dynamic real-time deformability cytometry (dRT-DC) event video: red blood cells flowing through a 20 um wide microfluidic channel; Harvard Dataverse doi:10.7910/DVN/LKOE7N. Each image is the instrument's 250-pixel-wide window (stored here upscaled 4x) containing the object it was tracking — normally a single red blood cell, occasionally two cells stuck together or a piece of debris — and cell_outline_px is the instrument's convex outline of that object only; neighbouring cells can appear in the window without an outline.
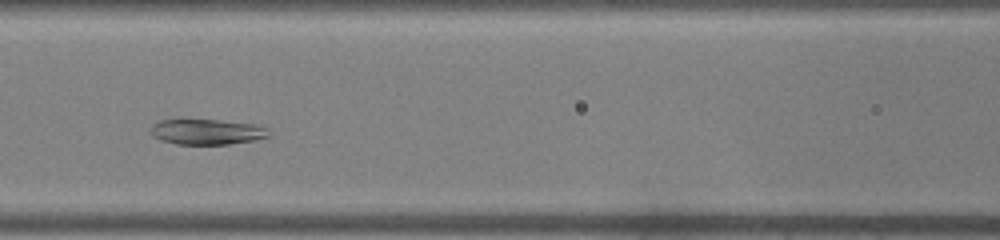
{"species": "common noctule bat (a hibernating species)", "species_latin": "Nyctalus noctula", "temperature_condition": "warm", "stored_images_in_passage": 38, "camera_frame_rate_fps": 3000, "um_per_image_px": 0.085, "animal": {"sex": "male", "body_mass_g": 19.0, "forearm_length_mm": 50.8}, "frame": {"image": 1, "passage_image": 13, "time_ms": 4.0, "image_size_px": [1000, 240], "cell_outline_px": [[272, 136], [252, 140], [228, 144], [176, 144], [160, 140], [152, 136], [148, 132], [152, 124], [160, 120], [216, 120], [252, 124], [268, 128]], "centroid_in_image_um": [17.55, 11.21], "position_along_channel_um": 149.1, "area_um2": 17.51}}
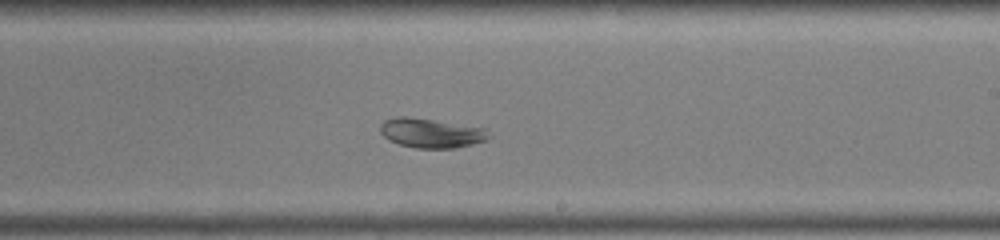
{"frame": {"image": 2, "passage_image": 20, "time_ms": 6.333, "image_size_px": [1000, 240], "cell_outline_px": [[492, 136], [484, 140], [472, 144], [456, 148], [416, 148], [400, 144], [388, 140], [380, 132], [380, 124], [384, 120], [396, 116], [404, 116], [432, 120], [484, 128]], "centroid_in_image_um": [36.61, 11.31], "position_along_channel_um": 252.4, "area_um2": 18.44}}
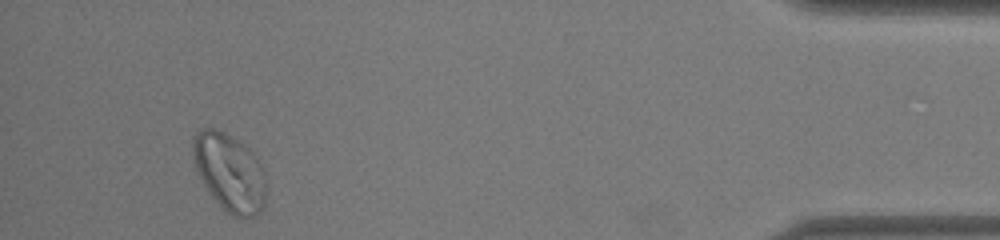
{"frame": {"image": 3, "passage_image": 35, "time_ms": 11.333, "image_size_px": [1000, 240], "cell_outline_px": [[264, 204], [260, 212], [256, 216], [232, 216], [212, 196], [204, 184], [196, 168], [192, 152], [192, 144], [196, 132], [200, 128], [216, 128], [224, 132], [244, 144], [256, 156], [264, 172]], "centroid_in_image_um": [19.5, 14.61], "position_along_channel_um": 415.7, "area_um2": 32.71}}